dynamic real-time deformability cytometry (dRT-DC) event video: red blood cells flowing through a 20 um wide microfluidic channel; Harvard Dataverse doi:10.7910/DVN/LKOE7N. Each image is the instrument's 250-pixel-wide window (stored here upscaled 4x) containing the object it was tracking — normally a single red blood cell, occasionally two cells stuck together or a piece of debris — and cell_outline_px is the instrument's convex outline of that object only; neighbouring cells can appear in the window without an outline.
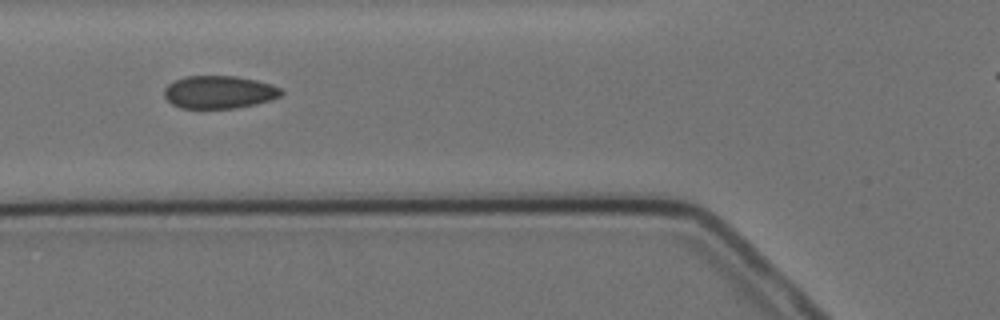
{"species": "Egyptian fruit bat (a non-hibernating species)", "species_latin": "Rousettus aegyptiacus", "temperature_condition": "cold", "stored_images_in_passage": 5, "camera_frame_rate_fps": 3000, "um_per_image_px": 0.085, "animal": {"sex": "female"}, "frame": {"image": 1, "passage_image": 2, "time_ms": 1.0, "image_size_px": [1000, 320], "cell_outline_px": [[284, 92], [280, 96], [256, 104], [236, 108], [180, 108], [172, 104], [164, 96], [164, 88], [168, 84], [184, 76], [236, 76], [256, 80], [272, 84], [280, 88]], "centroid_in_image_um": [18.61, 7.82], "position_along_channel_um": 107.2, "area_um2": 22.37}}
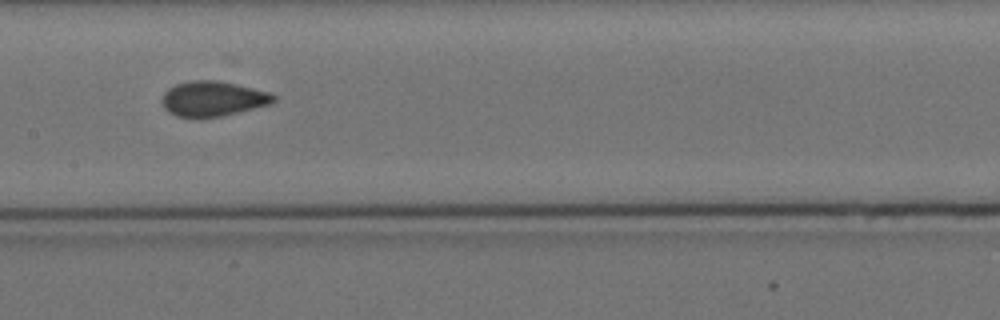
{"frame": {"image": 2, "passage_image": 4, "time_ms": 3.333, "image_size_px": [1000, 320], "cell_outline_px": [[276, 100], [272, 104], [220, 116], [200, 120], [176, 116], [168, 112], [164, 108], [160, 100], [164, 92], [168, 88], [176, 84], [192, 80], [220, 80], [272, 92], [276, 96]], "centroid_in_image_um": [18.08, 8.41], "position_along_channel_um": 189.3, "area_um2": 23.52}}
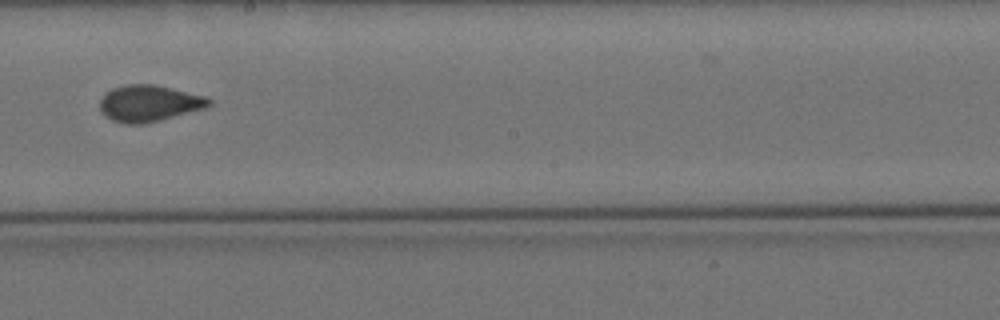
{"frame": {"image": 3, "passage_image": 5, "time_ms": 4.667, "image_size_px": [1000, 320], "cell_outline_px": [[212, 104], [204, 108], [144, 124], [124, 124], [112, 120], [104, 116], [100, 112], [100, 100], [104, 92], [112, 88], [124, 84], [156, 84], [208, 96], [212, 100]], "centroid_in_image_um": [12.65, 8.77], "position_along_channel_um": 235.6, "area_um2": 23.52}}